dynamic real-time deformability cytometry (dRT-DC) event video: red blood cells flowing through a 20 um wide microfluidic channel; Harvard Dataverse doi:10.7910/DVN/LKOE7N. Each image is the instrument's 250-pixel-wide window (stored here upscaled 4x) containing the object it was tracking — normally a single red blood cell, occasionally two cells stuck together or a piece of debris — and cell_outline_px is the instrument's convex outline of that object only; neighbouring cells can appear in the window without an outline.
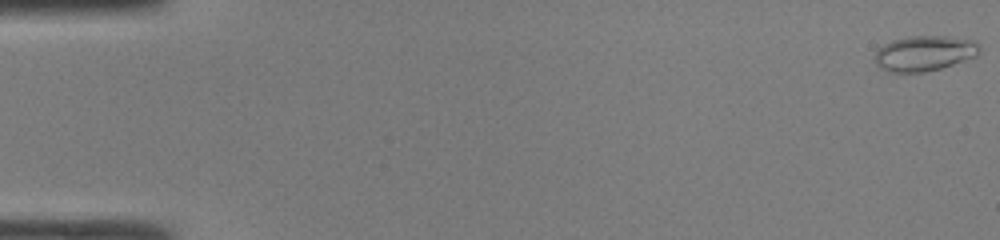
{"species": "common noctule bat (a hibernating species)", "species_latin": "Nyctalus noctula", "temperature_condition": "room temperature", "stored_images_in_passage": 48, "camera_frame_rate_fps": 3000, "um_per_image_px": 0.085, "animal": {"sex": "male", "body_mass_g": 19.0, "forearm_length_mm": 50.8}, "frame": {"image": 1, "passage_image": 1, "time_ms": 0.0, "image_size_px": [1000, 240], "cell_outline_px": [[980, 52], [976, 56], [940, 68], [924, 72], [888, 72], [880, 68], [876, 64], [876, 52], [884, 44], [892, 40], [908, 36], [948, 36], [976, 40], [980, 44]], "centroid_in_image_um": [78.6, 4.52], "position_along_channel_um": 6.4, "area_um2": 21.56}}
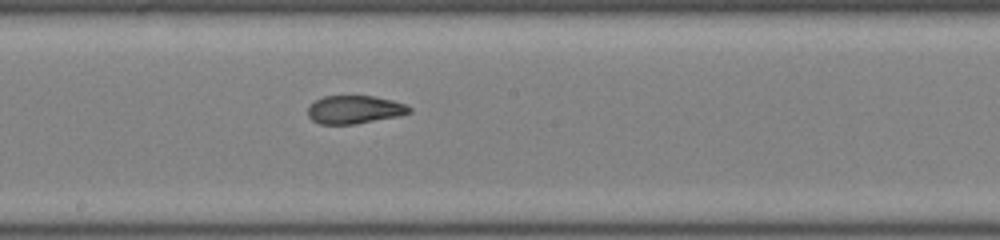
{"frame": {"image": 2, "passage_image": 27, "time_ms": 8.667, "image_size_px": [1000, 240], "cell_outline_px": [[412, 112], [400, 116], [356, 124], [320, 124], [312, 120], [308, 116], [308, 108], [316, 100], [324, 96], [376, 96], [392, 100], [404, 104], [412, 108]], "centroid_in_image_um": [30.17, 9.32], "position_along_channel_um": 218.0, "area_um2": 16.7}}
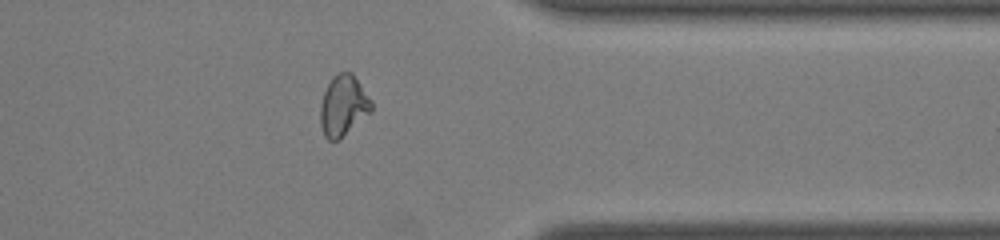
{"frame": {"image": 3, "passage_image": 39, "time_ms": 12.667, "image_size_px": [1000, 240], "cell_outline_px": [[372, 112], [340, 140], [328, 140], [324, 136], [320, 124], [320, 108], [324, 92], [332, 76], [340, 72], [352, 72], [372, 100]], "centroid_in_image_um": [29.19, 9.0], "position_along_channel_um": 382.2, "area_um2": 18.32}, "authors_computed_cell_mechanics": {"area_um2": 18.2937, "velocity_mm_per_s": 4.3106, "shape_relaxation_time_tau1_ms": null, "shape_relaxation_time_tau2_ms": 1.7012, "deformation_change_tau1": null, "deformation_change_tau2": 0.0794}}